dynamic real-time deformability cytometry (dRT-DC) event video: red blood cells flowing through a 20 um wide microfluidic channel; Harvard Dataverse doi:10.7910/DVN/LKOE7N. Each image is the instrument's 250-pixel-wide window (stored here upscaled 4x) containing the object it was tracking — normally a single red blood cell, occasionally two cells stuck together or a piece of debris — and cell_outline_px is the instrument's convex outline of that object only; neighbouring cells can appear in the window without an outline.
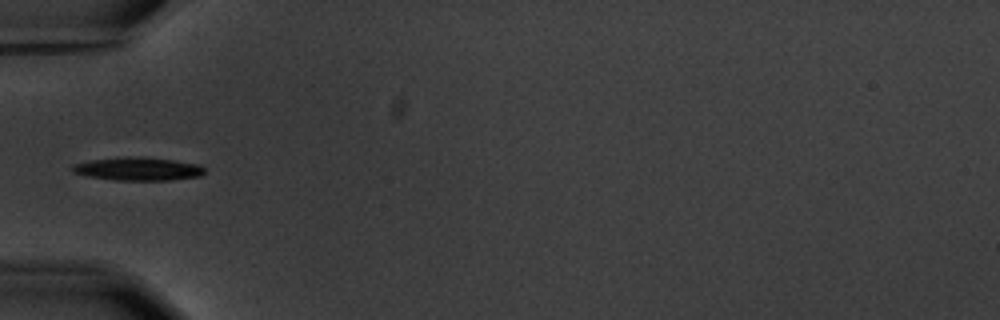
{"species": "common noctule bat (a hibernating species)", "species_latin": "Nyctalus noctula", "temperature_condition": "warm", "stored_images_in_passage": 1, "camera_frame_rate_fps": 3000, "um_per_image_px": 0.085, "animal": {"sex": "male", "body_mass_g": 20.1, "forearm_length_mm": 53.5}, "frame": {"image": 1, "passage_image": 1, "time_ms": 0.0, "image_size_px": [1000, 320], "cell_outline_px": [[204, 172], [200, 176], [168, 180], [116, 180], [88, 176], [72, 172], [72, 164], [88, 160], [124, 156], [144, 156], [200, 164], [204, 168]], "centroid_in_image_um": [11.7, 14.34], "position_along_channel_um": 73.3, "area_um2": 18.03}}